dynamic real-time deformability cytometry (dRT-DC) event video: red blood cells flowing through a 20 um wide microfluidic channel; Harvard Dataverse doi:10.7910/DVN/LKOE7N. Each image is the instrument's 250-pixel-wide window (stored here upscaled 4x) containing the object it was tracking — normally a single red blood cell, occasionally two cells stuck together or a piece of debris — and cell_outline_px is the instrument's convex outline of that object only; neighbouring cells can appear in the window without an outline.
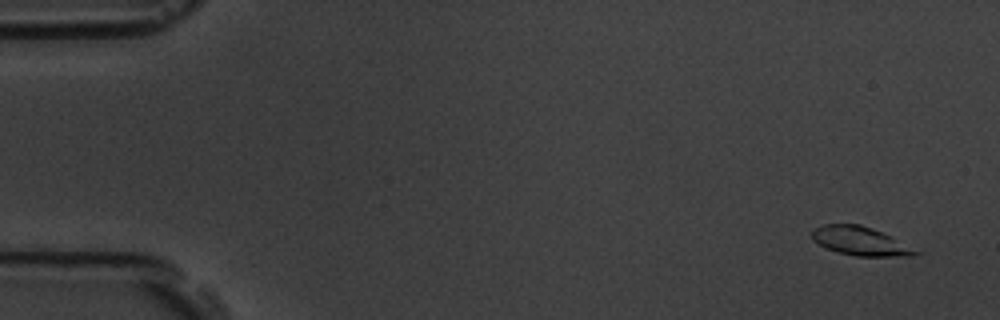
{"species": "common noctule bat (a hibernating species)", "species_latin": "Nyctalus noctula", "temperature_condition": "room temperature", "stored_images_in_passage": 5, "camera_frame_rate_fps": 3000, "um_per_image_px": 0.085, "animal": {"sex": "male", "body_mass_g": 19.5, "forearm_length_mm": 54.6}, "frame": {"image": 1, "passage_image": 1, "time_ms": 0.0, "image_size_px": [1000, 320], "cell_outline_px": [[924, 252], [912, 256], [856, 256], [836, 252], [824, 248], [812, 240], [812, 232], [816, 228], [824, 224], [860, 224], [872, 228]], "centroid_in_image_um": [73.13, 20.51], "position_along_channel_um": 11.9, "area_um2": 17.4}}
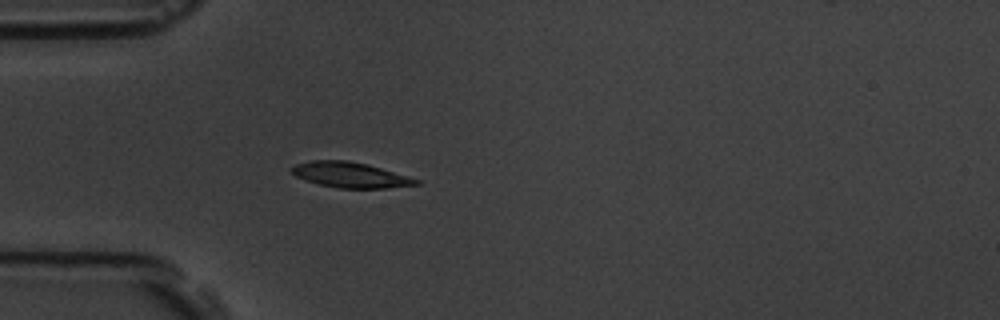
{"frame": {"image": 2, "passage_image": 5, "time_ms": 4.667, "image_size_px": [1000, 320], "cell_outline_px": [[420, 184], [388, 188], [340, 188], [320, 184], [304, 180], [296, 176], [292, 172], [292, 168], [296, 164], [312, 160], [344, 160], [364, 164], [380, 168], [408, 176], [420, 180]], "centroid_in_image_um": [29.78, 14.87], "position_along_channel_um": 55.2, "area_um2": 18.09}}